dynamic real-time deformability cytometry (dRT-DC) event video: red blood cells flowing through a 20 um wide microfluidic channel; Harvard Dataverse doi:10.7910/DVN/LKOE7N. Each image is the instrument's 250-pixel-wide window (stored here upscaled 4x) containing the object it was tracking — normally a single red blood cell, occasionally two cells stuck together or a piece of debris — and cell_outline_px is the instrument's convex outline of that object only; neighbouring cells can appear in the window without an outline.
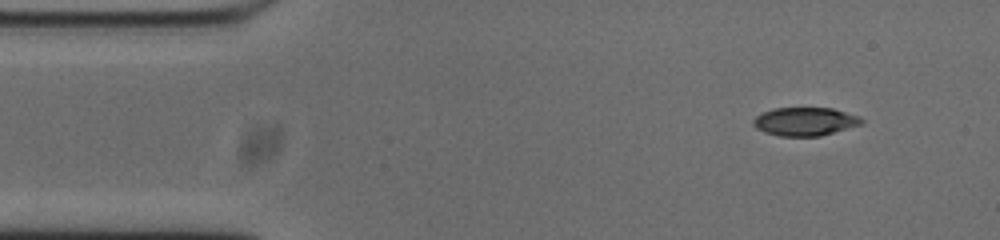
{"species": "common noctule bat (a hibernating species)", "species_latin": "Nyctalus noctula", "temperature_condition": "cold", "stored_images_in_passage": 49, "camera_frame_rate_fps": 3000, "um_per_image_px": 0.085, "animal": {"sex": "male", "body_mass_g": 20.0, "forearm_length_mm": 53.3}, "frame": {"image": 1, "passage_image": 1, "time_ms": 0.0, "image_size_px": [1000, 240], "cell_outline_px": [[864, 124], [820, 136], [780, 136], [764, 132], [756, 128], [752, 124], [752, 120], [756, 116], [772, 108], [832, 108], [856, 116], [864, 120]], "centroid_in_image_um": [68.4, 10.33], "position_along_channel_um": 16.6, "area_um2": 17.86}}
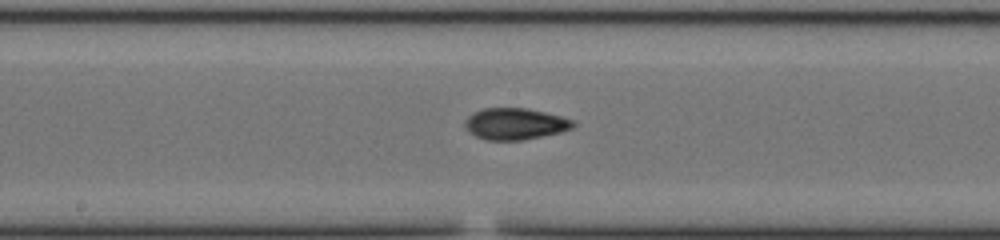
{"frame": {"image": 2, "passage_image": 22, "time_ms": 7.0, "image_size_px": [1000, 240], "cell_outline_px": [[576, 124], [572, 128], [560, 132], [524, 140], [484, 140], [476, 136], [464, 124], [464, 120], [472, 112], [484, 108], [528, 108], [576, 120]], "centroid_in_image_um": [43.8, 10.52], "position_along_channel_um": 204.4, "area_um2": 19.88}}
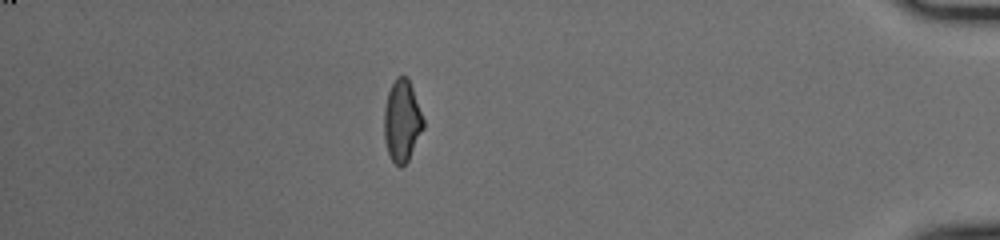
{"frame": {"image": 3, "passage_image": 42, "time_ms": 13.667, "image_size_px": [1000, 240], "cell_outline_px": [[424, 128], [408, 160], [400, 168], [392, 160], [388, 152], [384, 140], [384, 108], [388, 92], [396, 76], [408, 76], [424, 120]], "centroid_in_image_um": [34.17, 10.26], "position_along_channel_um": 401.0, "area_um2": 18.67}, "authors_computed_cell_mechanics": {"area_um2": 18.9584, "velocity_mm_per_s": 3.7629, "shape_relaxation_time_tau1_ms": null, "shape_relaxation_time_tau2_ms": 3.016, "deformation_change_tau1": null, "deformation_change_tau2": 0.091}}